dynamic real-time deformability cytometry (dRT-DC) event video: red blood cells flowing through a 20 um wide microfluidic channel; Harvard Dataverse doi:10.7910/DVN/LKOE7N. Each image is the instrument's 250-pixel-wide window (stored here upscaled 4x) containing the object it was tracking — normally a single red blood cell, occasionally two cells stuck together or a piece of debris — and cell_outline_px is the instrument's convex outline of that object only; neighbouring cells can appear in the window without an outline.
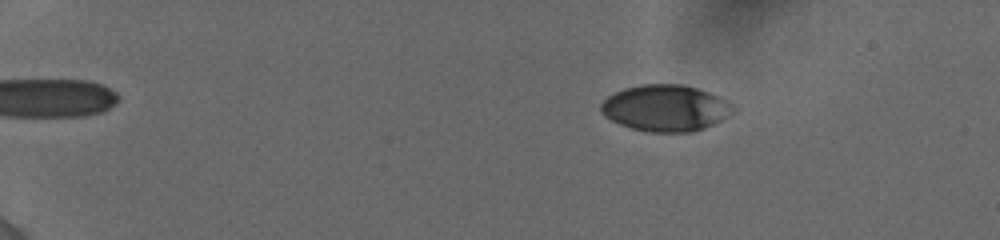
{"species": "human", "species_latin": "Homo sapiens", "temperature_condition": "cold", "stored_images_in_passage": 9, "camera_frame_rate_fps": 3000, "um_per_image_px": 0.085, "donor": {"sex": "female"}, "frame": {"image": 1, "passage_image": 3, "time_ms": 2.0, "image_size_px": [1000, 240], "cell_outline_px": [[736, 112], [704, 128], [692, 132], [648, 132], [632, 128], [620, 124], [604, 116], [600, 112], [600, 104], [608, 96], [624, 88], [640, 84], [684, 84], [708, 92], [728, 100], [732, 104]], "centroid_in_image_um": [56.57, 9.18], "position_along_channel_um": 28.4, "area_um2": 35.84}}
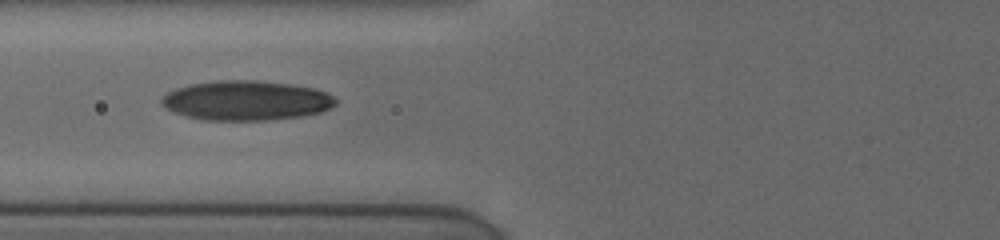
{"frame": {"image": 2, "passage_image": 8, "time_ms": 7.0, "image_size_px": [1000, 240], "cell_outline_px": [[336, 104], [320, 112], [300, 116], [264, 120], [200, 120], [184, 116], [172, 112], [164, 108], [160, 104], [160, 100], [168, 92], [176, 88], [192, 84], [216, 80], [256, 80], [288, 84], [312, 88], [324, 92], [332, 96], [336, 100]], "centroid_in_image_um": [20.84, 8.55], "position_along_channel_um": 105.0, "area_um2": 40.11}}